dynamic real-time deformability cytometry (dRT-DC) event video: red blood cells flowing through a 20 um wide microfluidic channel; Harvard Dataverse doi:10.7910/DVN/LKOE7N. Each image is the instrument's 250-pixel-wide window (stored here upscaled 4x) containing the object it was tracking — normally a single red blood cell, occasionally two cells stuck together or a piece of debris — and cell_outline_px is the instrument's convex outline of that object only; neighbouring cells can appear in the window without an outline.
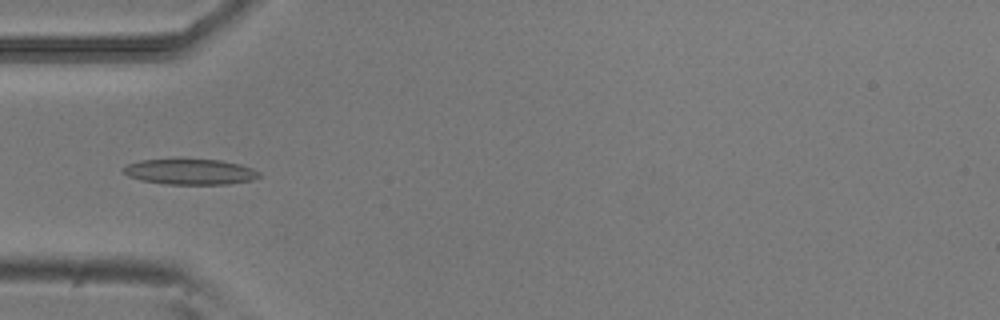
{"species": "common noctule bat (a hibernating species)", "species_latin": "Nyctalus noctula", "temperature_condition": "room temperature", "stored_images_in_passage": 36, "camera_frame_rate_fps": 3000, "um_per_image_px": 0.085, "animal": {"sex": "male", "body_mass_g": 20.5, "forearm_length_mm": 52.5}, "frame": {"image": 1, "passage_image": 2, "time_ms": 0.333, "image_size_px": [1000, 320], "cell_outline_px": [[260, 176], [252, 180], [228, 184], [164, 184], [140, 180], [128, 176], [124, 172], [124, 168], [128, 164], [140, 160], [220, 160], [240, 164], [252, 168], [260, 172]], "centroid_in_image_um": [16.19, 14.61], "position_along_channel_um": 68.8, "area_um2": 20.0}}
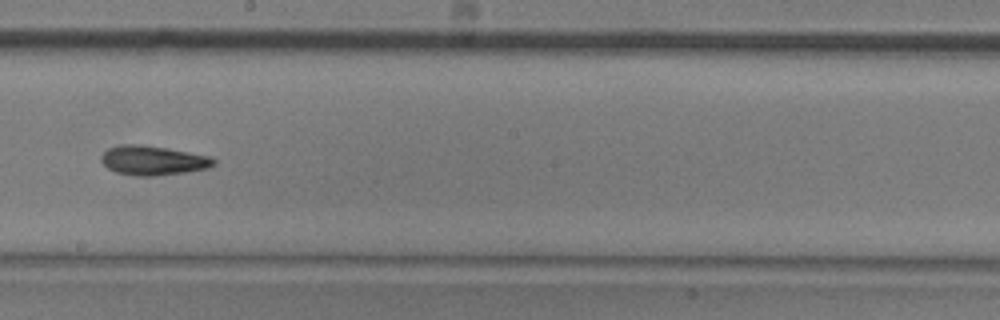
{"frame": {"image": 2, "passage_image": 15, "time_ms": 4.667, "image_size_px": [1000, 320], "cell_outline_px": [[216, 164], [208, 168], [184, 172], [156, 176], [136, 176], [116, 172], [108, 168], [100, 160], [100, 156], [108, 148], [120, 144], [140, 144], [168, 148], [208, 156], [216, 160]], "centroid_in_image_um": [12.98, 13.63], "position_along_channel_um": 235.2, "area_um2": 19.31}}
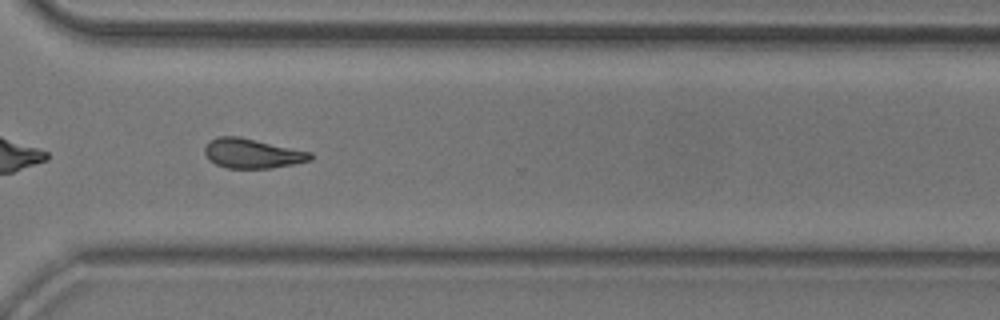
{"frame": {"image": 3, "passage_image": 24, "time_ms": 7.667, "image_size_px": [1000, 320], "cell_outline_px": [[312, 160], [296, 164], [272, 168], [224, 168], [208, 160], [204, 152], [204, 148], [208, 140], [216, 136], [240, 136], [312, 152]], "centroid_in_image_um": [21.42, 13.04], "position_along_channel_um": 349.2, "area_um2": 18.61}, "authors_computed_cell_mechanics": {"area_um2": 18.2648, "velocity_mm_per_s": 3.8111, "shape_relaxation_time_tau1_ms": 8.5411, "shape_relaxation_time_tau2_ms": 8.0855, "deformation_change_tau1": 0.1928, "deformation_change_tau2": 0.1523}}